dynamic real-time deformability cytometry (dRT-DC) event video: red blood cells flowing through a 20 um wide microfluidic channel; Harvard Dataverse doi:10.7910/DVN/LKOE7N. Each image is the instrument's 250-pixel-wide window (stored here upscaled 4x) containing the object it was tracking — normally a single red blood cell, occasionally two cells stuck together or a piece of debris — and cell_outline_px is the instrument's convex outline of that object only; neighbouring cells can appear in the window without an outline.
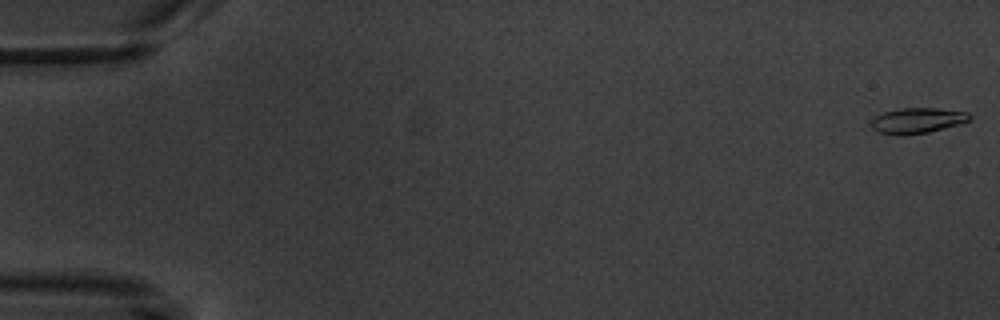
{"species": "common noctule bat (a hibernating species)", "species_latin": "Nyctalus noctula", "temperature_condition": "warm", "stored_images_in_passage": 4, "camera_frame_rate_fps": 3000, "um_per_image_px": 0.085, "animal": {"sex": "male", "body_mass_g": 20.1, "forearm_length_mm": 53.5}, "frame": {"image": 1, "passage_image": 1, "time_ms": 0.0, "image_size_px": [1000, 320], "cell_outline_px": [[972, 120], [960, 124], [928, 132], [876, 132], [872, 128], [872, 120], [876, 116], [884, 112], [896, 108], [936, 108], [968, 112], [972, 116]], "centroid_in_image_um": [78.06, 10.19], "position_along_channel_um": 6.9, "area_um2": 14.05}}
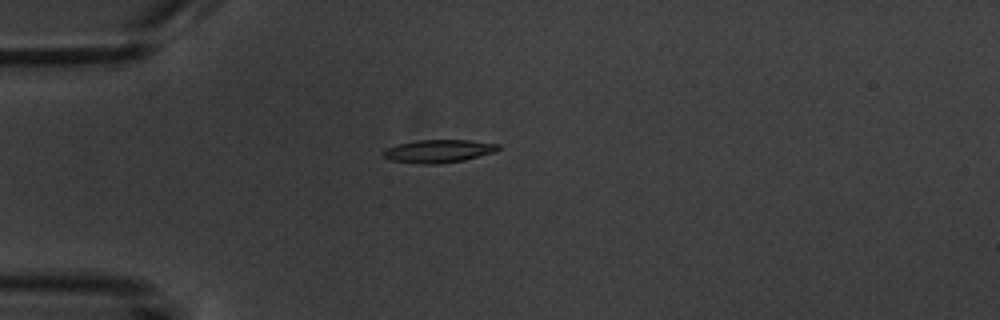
{"frame": {"image": 2, "passage_image": 4, "time_ms": 5.0, "image_size_px": [1000, 320], "cell_outline_px": [[500, 148], [496, 152], [464, 160], [436, 164], [420, 164], [392, 160], [384, 156], [380, 152], [388, 148], [400, 144], [416, 140], [468, 140], [500, 144]], "centroid_in_image_um": [37.31, 12.84], "position_along_channel_um": 47.7, "area_um2": 15.32}}